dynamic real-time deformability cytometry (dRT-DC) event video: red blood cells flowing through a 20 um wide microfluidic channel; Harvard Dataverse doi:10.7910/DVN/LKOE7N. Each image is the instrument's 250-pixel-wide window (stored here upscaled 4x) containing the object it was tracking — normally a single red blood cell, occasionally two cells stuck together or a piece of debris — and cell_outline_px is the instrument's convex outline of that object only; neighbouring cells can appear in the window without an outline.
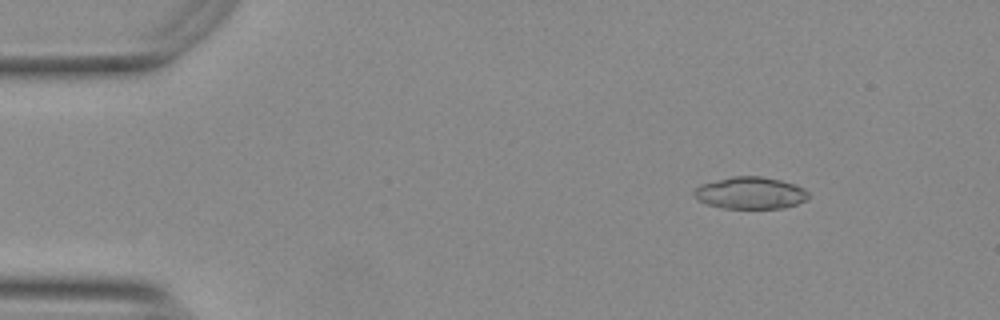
{"species": "Egyptian fruit bat (a non-hibernating species)", "species_latin": "Rousettus aegyptiacus", "temperature_condition": "warm", "stored_images_in_passage": 53, "camera_frame_rate_fps": 3000, "um_per_image_px": 0.085, "animal": {"sex": "female"}, "frame": {"image": 1, "passage_image": 6, "time_ms": 1.667, "image_size_px": [1000, 320], "cell_outline_px": [[808, 200], [784, 208], [720, 208], [696, 200], [692, 192], [700, 184], [732, 176], [760, 176], [780, 180], [804, 188], [808, 192]], "centroid_in_image_um": [63.75, 16.4], "position_along_channel_um": 21.2, "area_um2": 21.39}}
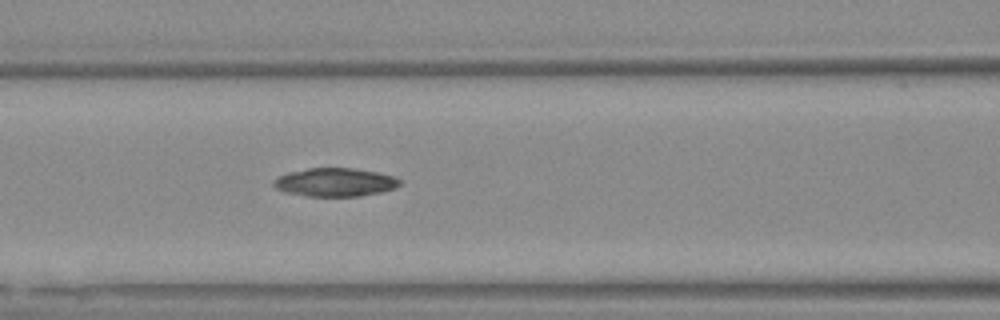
{"frame": {"image": 2, "passage_image": 22, "time_ms": 7.0, "image_size_px": [1000, 320], "cell_outline_px": [[400, 184], [392, 188], [380, 192], [360, 196], [308, 196], [284, 192], [276, 188], [272, 184], [272, 180], [288, 172], [308, 168], [352, 168], [376, 172], [392, 176], [400, 180]], "centroid_in_image_um": [28.42, 15.49], "position_along_channel_um": 138.2, "area_um2": 20.69}}
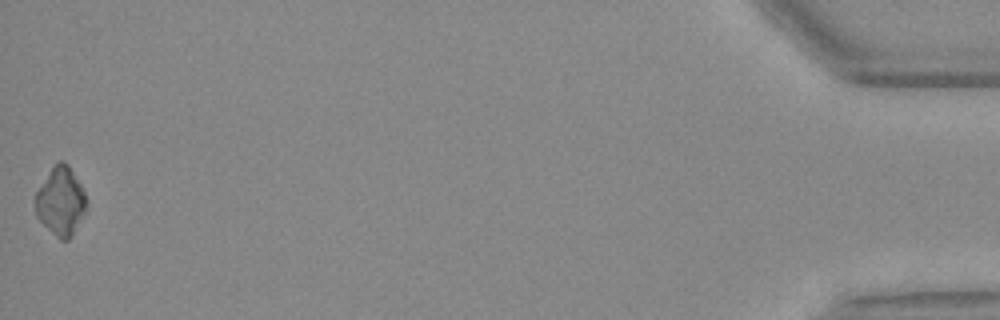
{"frame": {"image": 3, "passage_image": 53, "time_ms": 17.333, "image_size_px": [1000, 320], "cell_outline_px": [[88, 200], [72, 236], [68, 240], [60, 240], [36, 216], [36, 192], [52, 168], [60, 160], [64, 160], [68, 164], [80, 184]], "centroid_in_image_um": [5.16, 17.1], "position_along_channel_um": 430.0, "area_um2": 19.71}, "authors_computed_cell_mechanics": {"area_um2": 21.097, "velocity_mm_per_s": 3.7649, "shape_relaxation_time_tau1_ms": 4.3888, "shape_relaxation_time_tau2_ms": null, "deformation_change_tau1": 0.1694, "deformation_change_tau2": null}}